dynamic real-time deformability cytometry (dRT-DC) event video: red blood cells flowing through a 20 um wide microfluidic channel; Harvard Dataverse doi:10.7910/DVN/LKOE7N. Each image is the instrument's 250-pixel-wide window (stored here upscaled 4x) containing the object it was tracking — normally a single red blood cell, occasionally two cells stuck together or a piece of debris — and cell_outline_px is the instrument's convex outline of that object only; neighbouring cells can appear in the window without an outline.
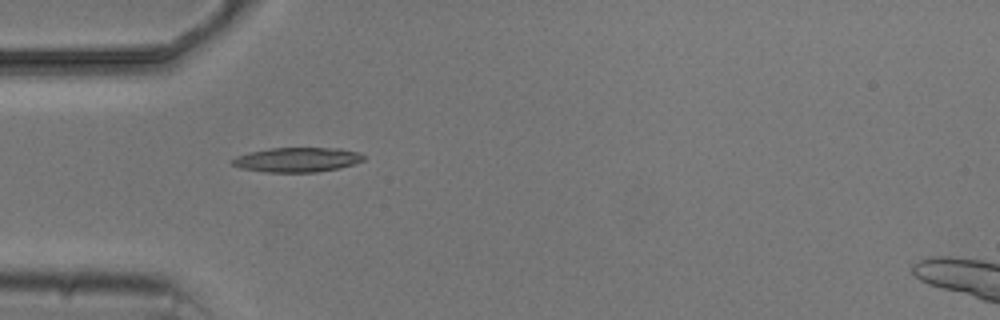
{"species": "common noctule bat (a hibernating species)", "species_latin": "Nyctalus noctula", "temperature_condition": "cold", "stored_images_in_passage": 8, "camera_frame_rate_fps": 3000, "um_per_image_px": 0.085, "animal": {"sex": "male", "body_mass_g": 20.5, "forearm_length_mm": 52.5}, "frame": {"image": 1, "passage_image": 3, "time_ms": 3.0, "image_size_px": [1000, 320], "cell_outline_px": [[364, 160], [340, 168], [316, 172], [264, 172], [240, 168], [232, 164], [228, 160], [236, 156], [248, 152], [272, 148], [340, 148], [360, 152], [364, 156]], "centroid_in_image_um": [25.23, 13.57], "position_along_channel_um": 59.8, "area_um2": 18.96}}
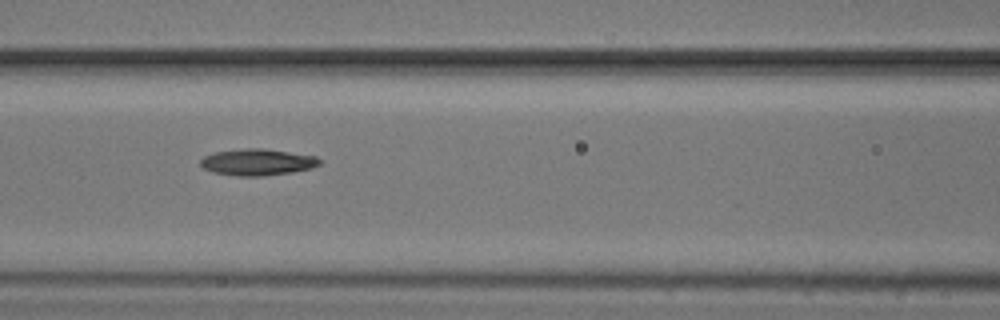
{"frame": {"image": 2, "passage_image": 5, "time_ms": 5.333, "image_size_px": [1000, 320], "cell_outline_px": [[320, 164], [312, 168], [292, 172], [264, 176], [236, 176], [212, 172], [204, 168], [200, 164], [200, 160], [204, 156], [216, 152], [244, 148], [264, 148], [316, 156], [320, 160]], "centroid_in_image_um": [21.88, 13.78], "position_along_channel_um": 144.7, "area_um2": 18.44}}
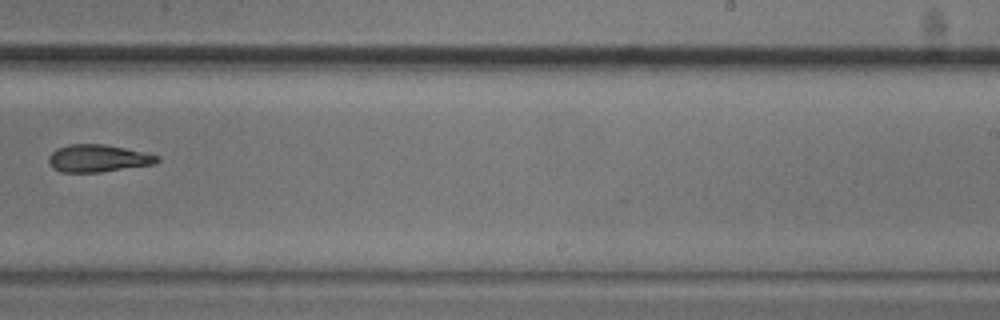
{"frame": {"image": 3, "passage_image": 8, "time_ms": 9.0, "image_size_px": [1000, 320], "cell_outline_px": [[160, 160], [156, 164], [100, 172], [60, 172], [52, 168], [48, 164], [48, 156], [56, 148], [68, 144], [104, 144], [144, 152], [160, 156]], "centroid_in_image_um": [8.31, 13.46], "position_along_channel_um": 280.7, "area_um2": 17.51}}